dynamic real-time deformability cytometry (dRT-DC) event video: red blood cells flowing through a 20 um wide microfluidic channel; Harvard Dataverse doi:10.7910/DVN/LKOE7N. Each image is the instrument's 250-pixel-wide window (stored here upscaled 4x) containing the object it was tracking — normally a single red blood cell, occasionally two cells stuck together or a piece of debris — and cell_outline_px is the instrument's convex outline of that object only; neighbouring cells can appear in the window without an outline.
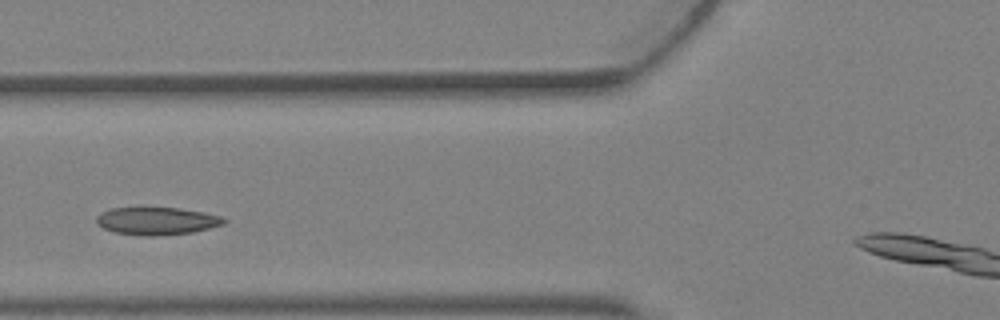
{"species": "Egyptian fruit bat (a non-hibernating species)", "species_latin": "Rousettus aegyptiacus", "temperature_condition": "warm", "stored_images_in_passage": 4, "segment_of_instrument_passage": [1, 2], "camera_frame_rate_fps": 3000, "um_per_image_px": 0.085, "animal": {"sex": "female"}, "frame": {"image": 1, "passage_image": 3, "time_ms": 0.667, "image_size_px": [1000, 320], "cell_outline_px": [[228, 220], [224, 224], [192, 232], [156, 236], [148, 236], [112, 232], [96, 224], [96, 216], [100, 212], [112, 208], [136, 204], [140, 204], [180, 208], [204, 212], [220, 216]], "centroid_in_image_um": [13.25, 18.72], "position_along_channel_um": 112.6, "area_um2": 21.56}}